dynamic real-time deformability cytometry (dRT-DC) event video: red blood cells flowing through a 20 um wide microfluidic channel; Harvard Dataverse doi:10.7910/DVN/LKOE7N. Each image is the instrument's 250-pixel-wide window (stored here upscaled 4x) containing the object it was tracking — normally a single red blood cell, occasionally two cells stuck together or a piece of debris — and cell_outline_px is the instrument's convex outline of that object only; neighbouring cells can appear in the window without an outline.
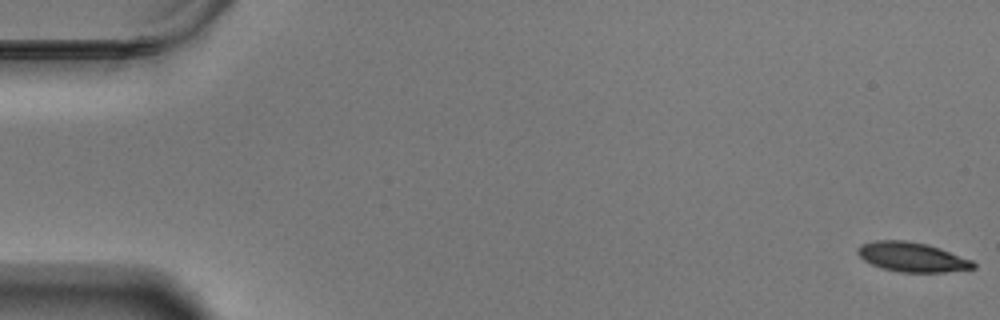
{"species": "Egyptian fruit bat (a non-hibernating species)", "species_latin": "Rousettus aegyptiacus", "temperature_condition": "warm", "stored_images_in_passage": 60, "camera_frame_rate_fps": 3000, "um_per_image_px": 0.085, "animal": {"sex": "male"}, "frame": {"image": 1, "passage_image": 1, "time_ms": 0.0, "image_size_px": [1000, 320], "cell_outline_px": [[976, 268], [944, 272], [900, 272], [884, 268], [872, 264], [864, 260], [856, 252], [856, 248], [860, 244], [876, 240], [908, 240], [928, 244], [940, 248], [972, 260], [976, 264]], "centroid_in_image_um": [77.52, 21.83], "position_along_channel_um": 7.5, "area_um2": 19.94}}
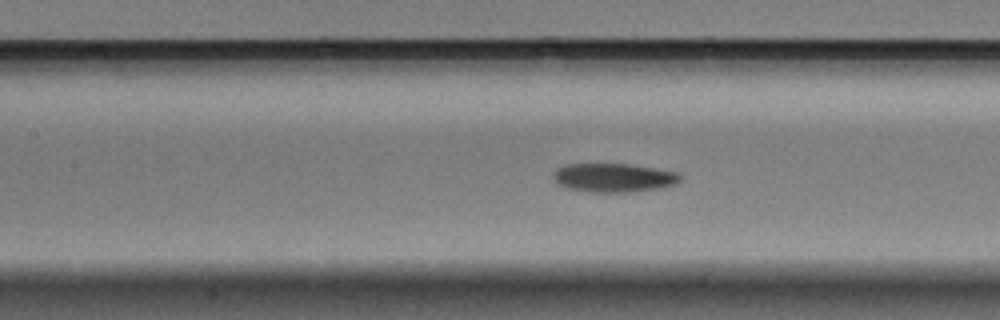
{"frame": {"image": 2, "passage_image": 27, "time_ms": 8.667, "image_size_px": [1000, 320], "cell_outline_px": [[684, 180], [676, 184], [664, 188], [632, 192], [592, 192], [568, 188], [556, 184], [552, 176], [552, 172], [556, 168], [564, 164], [628, 164], [656, 168], [676, 172], [684, 176]], "centroid_in_image_um": [52.2, 15.11], "position_along_channel_um": 155.2, "area_um2": 21.79}}
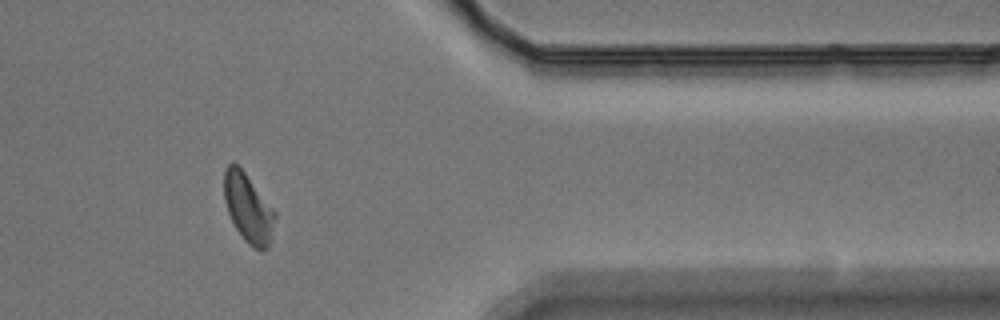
{"frame": {"image": 3, "passage_image": 49, "time_ms": 16.0, "image_size_px": [1000, 320], "cell_outline_px": [[276, 216], [268, 248], [260, 252], [252, 248], [244, 240], [236, 228], [228, 212], [224, 200], [224, 168], [232, 160], [244, 172], [276, 212]], "centroid_in_image_um": [21.09, 17.7], "position_along_channel_um": 390.3, "area_um2": 20.35}, "authors_computed_cell_mechanics": {"area_um2": 20.9814, "velocity_mm_per_s": 3.4689, "shape_relaxation_time_tau1_ms": 5.9892, "shape_relaxation_time_tau2_ms": 5.5286, "deformation_change_tau1": 0.1544, "deformation_change_tau2": 0.1166}}